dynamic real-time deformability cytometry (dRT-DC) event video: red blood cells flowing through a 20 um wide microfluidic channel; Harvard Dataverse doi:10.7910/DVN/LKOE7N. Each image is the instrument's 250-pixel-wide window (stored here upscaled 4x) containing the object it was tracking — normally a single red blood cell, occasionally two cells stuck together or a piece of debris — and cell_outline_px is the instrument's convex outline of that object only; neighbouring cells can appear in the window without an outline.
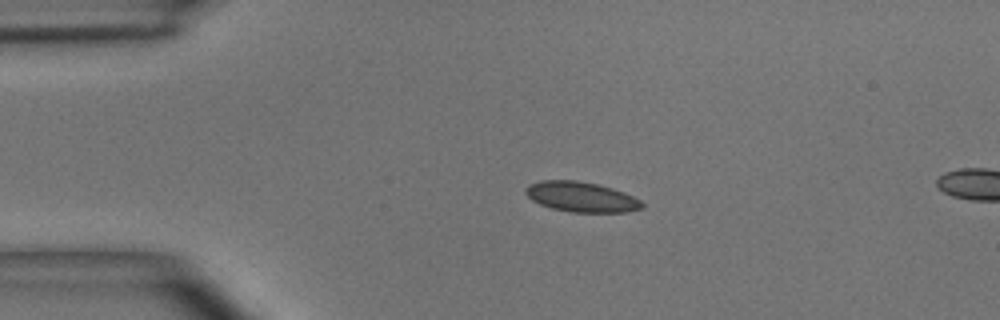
{"species": "common noctule bat (a hibernating species)", "species_latin": "Nyctalus noctula", "temperature_condition": "room temperature", "stored_images_in_passage": 4, "camera_frame_rate_fps": 3000, "um_per_image_px": 0.085, "animal": {"sex": "male", "body_mass_g": 15.6}, "frame": {"image": 1, "passage_image": 1, "time_ms": 0.0, "image_size_px": [1000, 320], "cell_outline_px": [[644, 208], [624, 212], [572, 212], [552, 208], [540, 204], [532, 200], [524, 192], [524, 188], [528, 184], [540, 180], [576, 180], [596, 184], [612, 188], [632, 196], [640, 200], [644, 204]], "centroid_in_image_um": [49.37, 16.73], "position_along_channel_um": 35.6, "area_um2": 20.4}}